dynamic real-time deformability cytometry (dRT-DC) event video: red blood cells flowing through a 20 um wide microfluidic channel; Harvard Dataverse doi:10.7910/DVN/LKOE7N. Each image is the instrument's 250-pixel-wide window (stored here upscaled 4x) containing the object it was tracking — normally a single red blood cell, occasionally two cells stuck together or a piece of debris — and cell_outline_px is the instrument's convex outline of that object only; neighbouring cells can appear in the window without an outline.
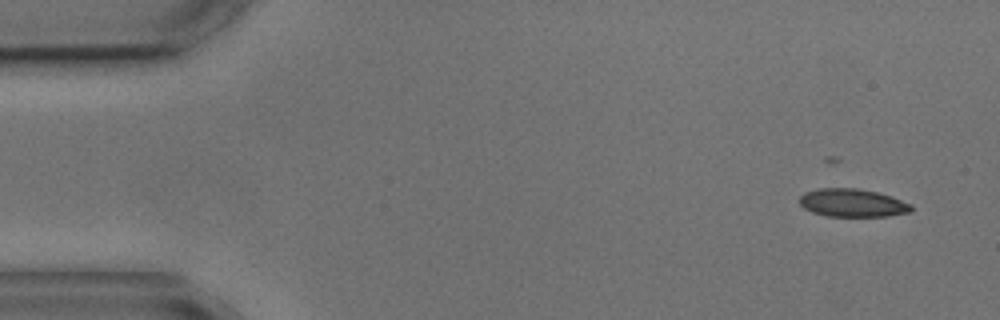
{"species": "common noctule bat (a hibernating species)", "species_latin": "Nyctalus noctula", "temperature_condition": "cold", "stored_images_in_passage": 5, "camera_frame_rate_fps": 3000, "um_per_image_px": 0.085, "animal": {"sex": "male", "body_mass_g": 17.9, "forearm_length_mm": 54.2}, "frame": {"image": 1, "passage_image": 1, "time_ms": 0.0, "image_size_px": [1000, 320], "cell_outline_px": [[912, 212], [888, 216], [828, 216], [812, 212], [804, 208], [800, 204], [800, 196], [804, 192], [820, 188], [860, 188], [892, 196], [912, 204]], "centroid_in_image_um": [72.48, 17.24], "position_along_channel_um": 12.5, "area_um2": 18.38}}
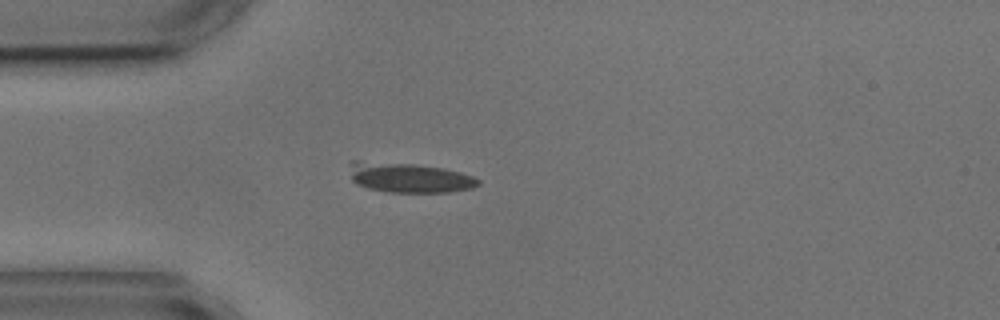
{"frame": {"image": 2, "passage_image": 4, "time_ms": 3.667, "image_size_px": [1000, 320], "cell_outline_px": [[480, 184], [472, 188], [448, 192], [388, 192], [368, 188], [356, 184], [352, 180], [352, 160], [356, 160], [416, 164], [444, 168], [460, 172], [472, 176], [480, 180]], "centroid_in_image_um": [34.8, 15.1], "position_along_channel_um": 50.2, "area_um2": 22.31}}